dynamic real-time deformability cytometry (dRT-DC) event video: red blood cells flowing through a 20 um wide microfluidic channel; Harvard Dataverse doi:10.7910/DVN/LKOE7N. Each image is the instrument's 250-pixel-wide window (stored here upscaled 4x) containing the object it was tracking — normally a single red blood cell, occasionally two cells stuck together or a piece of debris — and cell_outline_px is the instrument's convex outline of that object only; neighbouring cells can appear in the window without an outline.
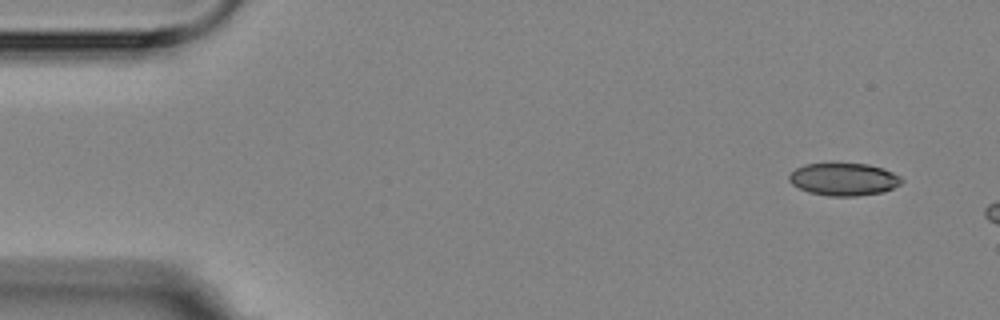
{"species": "Egyptian fruit bat (a non-hibernating species)", "species_latin": "Rousettus aegyptiacus", "temperature_condition": "room temperature", "stored_images_in_passage": 3, "camera_frame_rate_fps": 3000, "um_per_image_px": 0.085, "animal": {"sex": "female"}, "frame": {"image": 1, "passage_image": 1, "time_ms": 0.0, "image_size_px": [1000, 320], "cell_outline_px": [[904, 180], [900, 184], [884, 192], [856, 196], [828, 196], [808, 192], [792, 184], [788, 180], [788, 176], [796, 168], [804, 164], [832, 160], [868, 164], [884, 168], [900, 176]], "centroid_in_image_um": [71.69, 15.18], "position_along_channel_um": 13.3, "area_um2": 22.25}}